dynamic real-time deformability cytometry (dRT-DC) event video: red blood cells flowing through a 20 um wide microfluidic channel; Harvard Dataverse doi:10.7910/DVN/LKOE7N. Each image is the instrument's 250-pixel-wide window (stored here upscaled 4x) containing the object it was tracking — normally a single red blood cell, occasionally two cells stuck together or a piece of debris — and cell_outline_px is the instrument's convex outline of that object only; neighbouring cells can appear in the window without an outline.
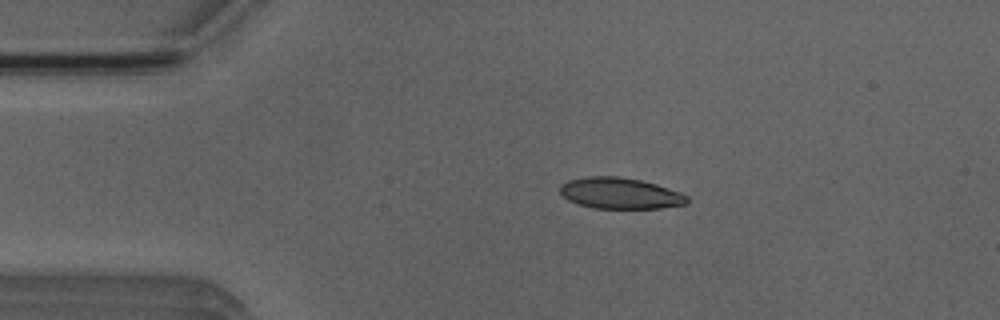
{"species": "Egyptian fruit bat (a non-hibernating species)", "species_latin": "Rousettus aegyptiacus", "temperature_condition": "room temperature", "stored_images_in_passage": 4, "camera_frame_rate_fps": 3000, "um_per_image_px": 0.085, "animal": {"sex": "male"}, "frame": {"image": 1, "passage_image": 3, "time_ms": 2.333, "image_size_px": [1000, 320], "cell_outline_px": [[688, 200], [684, 204], [660, 208], [592, 208], [568, 200], [560, 192], [560, 184], [568, 180], [588, 176], [620, 176], [640, 180], [656, 184], [680, 192], [688, 196]], "centroid_in_image_um": [52.69, 16.42], "position_along_channel_um": 32.3, "area_um2": 22.95}}